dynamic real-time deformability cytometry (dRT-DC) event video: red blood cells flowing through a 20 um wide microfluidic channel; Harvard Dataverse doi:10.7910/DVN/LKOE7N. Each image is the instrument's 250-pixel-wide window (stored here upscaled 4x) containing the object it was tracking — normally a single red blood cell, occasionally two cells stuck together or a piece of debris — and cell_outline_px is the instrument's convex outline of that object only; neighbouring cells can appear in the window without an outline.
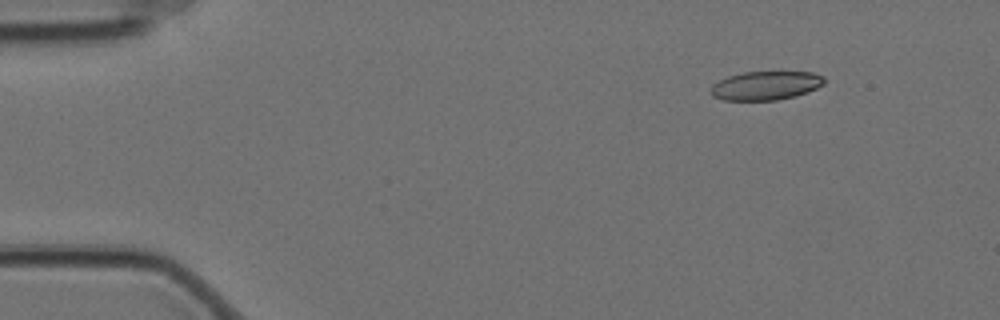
{"species": "Egyptian fruit bat (a non-hibernating species)", "species_latin": "Rousettus aegyptiacus", "temperature_condition": "cold", "stored_images_in_passage": 4, "camera_frame_rate_fps": 3000, "um_per_image_px": 0.085, "animal": {"sex": "female"}, "frame": {"image": 1, "passage_image": 2, "time_ms": 0.333, "image_size_px": [1000, 320], "cell_outline_px": [[824, 84], [808, 92], [796, 96], [776, 100], [724, 100], [712, 96], [712, 84], [728, 76], [744, 72], [812, 72], [824, 76]], "centroid_in_image_um": [65.11, 7.27], "position_along_channel_um": 19.9, "area_um2": 18.96}}